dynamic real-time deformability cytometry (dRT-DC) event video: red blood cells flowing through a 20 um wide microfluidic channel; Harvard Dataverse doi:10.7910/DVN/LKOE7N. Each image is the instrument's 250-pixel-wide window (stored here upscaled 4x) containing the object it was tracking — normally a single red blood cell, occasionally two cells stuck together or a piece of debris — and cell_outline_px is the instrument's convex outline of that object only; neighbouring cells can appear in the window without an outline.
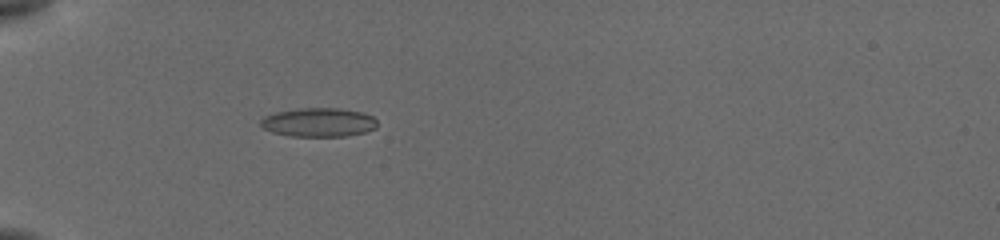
{"species": "common noctule bat (a hibernating species)", "species_latin": "Nyctalus noctula", "temperature_condition": "cold", "stored_images_in_passage": 43, "camera_frame_rate_fps": 3000, "um_per_image_px": 0.085, "animal": {"sex": "female", "body_mass_g": 19.5, "forearm_length_mm": 54.1}, "frame": {"image": 1, "passage_image": 9, "time_ms": 6.0, "image_size_px": [1000, 240], "cell_outline_px": [[376, 128], [364, 132], [344, 136], [288, 136], [272, 132], [264, 128], [260, 124], [260, 120], [264, 116], [276, 112], [296, 108], [336, 108], [360, 112], [372, 116], [376, 120]], "centroid_in_image_um": [27.04, 10.4], "position_along_channel_um": 58.0, "area_um2": 19.54}}
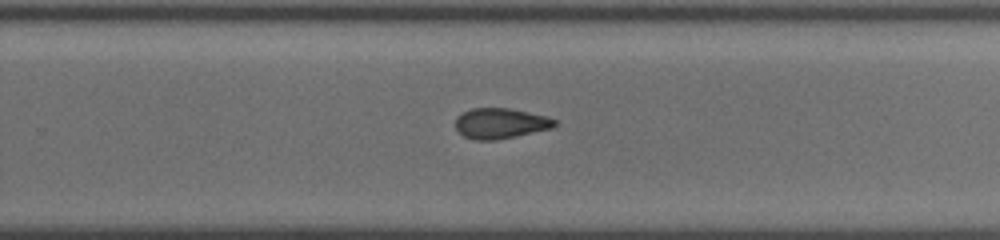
{"frame": {"image": 2, "passage_image": 26, "time_ms": 12.333, "image_size_px": [1000, 240], "cell_outline_px": [[556, 124], [552, 128], [516, 136], [496, 140], [476, 140], [464, 136], [456, 128], [456, 116], [472, 108], [508, 108], [544, 116], [556, 120]], "centroid_in_image_um": [42.51, 10.49], "position_along_channel_um": 287.3, "area_um2": 17.34}}
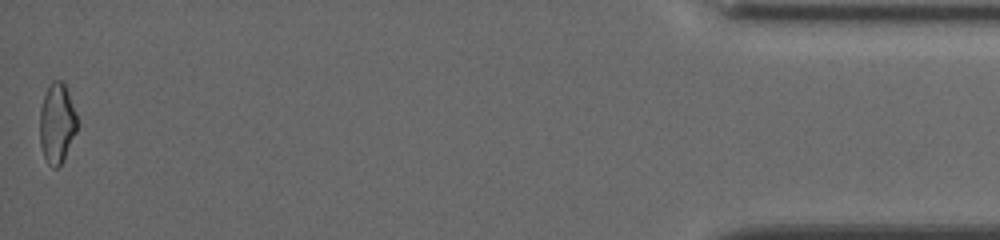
{"frame": {"image": 3, "passage_image": 43, "time_ms": 18.0, "image_size_px": [1000, 240], "cell_outline_px": [[76, 132], [60, 164], [56, 168], [52, 168], [48, 164], [44, 156], [40, 144], [40, 108], [44, 96], [52, 80], [60, 80], [64, 84], [68, 92], [76, 112]], "centroid_in_image_um": [4.82, 10.47], "position_along_channel_um": 430.4, "area_um2": 17.05}, "authors_computed_cell_mechanics": {"area_um2": 17.9758, "velocity_mm_per_s": 3.8768, "shape_relaxation_time_tau1_ms": 4.417, "shape_relaxation_time_tau2_ms": 2.9753, "deformation_change_tau1": 0.1396, "deformation_change_tau2": 0.0956}}